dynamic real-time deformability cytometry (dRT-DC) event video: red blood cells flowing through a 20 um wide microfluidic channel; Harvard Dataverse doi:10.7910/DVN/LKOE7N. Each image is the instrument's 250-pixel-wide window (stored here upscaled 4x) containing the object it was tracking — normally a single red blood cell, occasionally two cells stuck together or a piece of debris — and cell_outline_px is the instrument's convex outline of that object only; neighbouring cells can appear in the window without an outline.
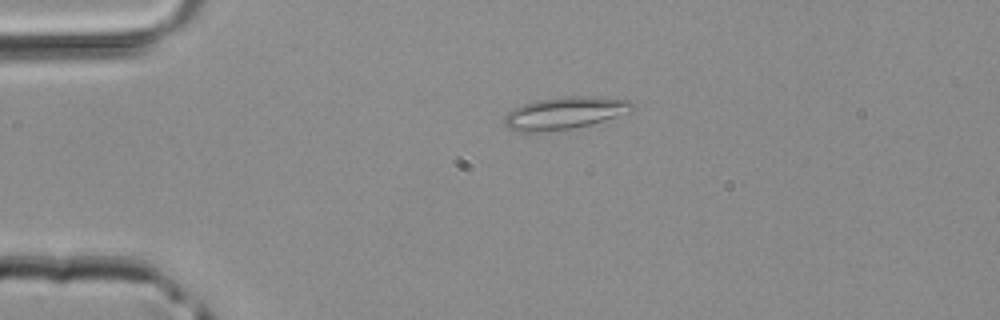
{"species": "common noctule bat (a hibernating species)", "species_latin": "Nyctalus noctula", "temperature_condition": "room temperature", "stored_images_in_passage": 3, "camera_frame_rate_fps": 3000, "um_per_image_px": 0.085, "animal": {"sex": "male", "body_mass_g": 20.4}, "frame": {"image": 1, "passage_image": 1, "time_ms": 0.0, "image_size_px": [1000, 320], "cell_outline_px": [[636, 108], [632, 112], [592, 124], [572, 128], [540, 132], [516, 132], [508, 128], [504, 120], [504, 116], [512, 108], [536, 100], [568, 96], [592, 96], [628, 100]], "centroid_in_image_um": [48.01, 9.61], "position_along_channel_um": 37.0, "area_um2": 24.22}}
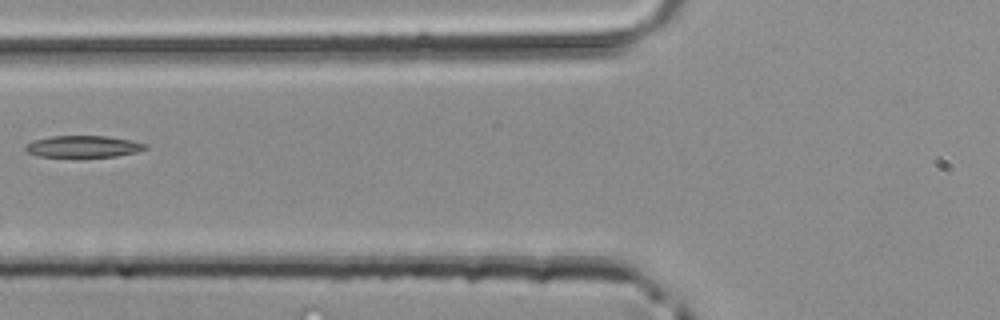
{"frame": {"image": 2, "passage_image": 3, "time_ms": 0.667, "image_size_px": [1000, 320], "cell_outline_px": [[148, 148], [136, 152], [116, 156], [36, 156], [28, 152], [24, 148], [32, 140], [48, 136], [108, 136], [132, 140], [148, 144]], "centroid_in_image_um": [7.1, 12.43], "position_along_channel_um": 118.7, "area_um2": 15.09}}